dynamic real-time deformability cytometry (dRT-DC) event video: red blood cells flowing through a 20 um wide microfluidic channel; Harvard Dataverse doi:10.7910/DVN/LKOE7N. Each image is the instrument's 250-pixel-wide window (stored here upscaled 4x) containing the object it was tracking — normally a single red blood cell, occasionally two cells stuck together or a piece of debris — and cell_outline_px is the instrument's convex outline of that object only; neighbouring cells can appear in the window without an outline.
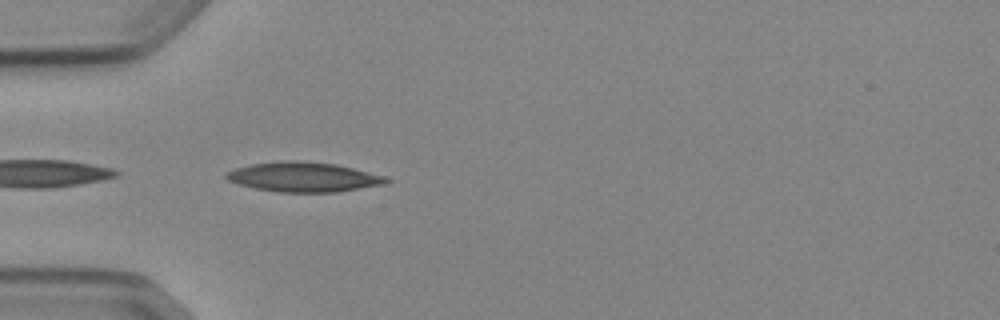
{"species": "Egyptian fruit bat (a non-hibernating species)", "species_latin": "Rousettus aegyptiacus", "temperature_condition": "cold", "stored_images_in_passage": 4, "camera_frame_rate_fps": 3000, "um_per_image_px": 0.085, "animal": {"sex": "female"}, "frame": {"image": 1, "passage_image": 4, "time_ms": 3.667, "image_size_px": [1000, 320], "cell_outline_px": [[392, 180], [384, 184], [336, 192], [280, 192], [256, 188], [240, 184], [228, 180], [224, 176], [228, 172], [236, 168], [252, 164], [284, 160], [296, 160], [336, 164], [384, 176]], "centroid_in_image_um": [25.81, 15.04], "position_along_channel_um": 59.2, "area_um2": 27.34}}